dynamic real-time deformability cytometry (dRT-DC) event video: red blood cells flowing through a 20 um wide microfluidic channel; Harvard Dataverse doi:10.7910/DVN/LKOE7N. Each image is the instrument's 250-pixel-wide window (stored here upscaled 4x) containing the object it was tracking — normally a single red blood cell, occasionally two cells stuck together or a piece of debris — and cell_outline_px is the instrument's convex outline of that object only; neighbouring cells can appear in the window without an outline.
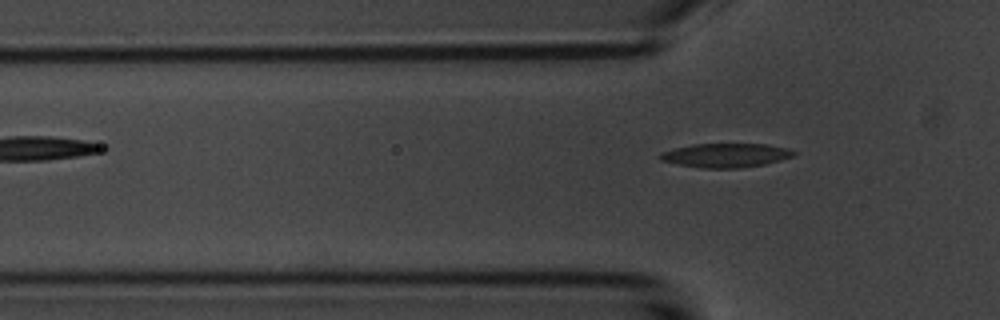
{"species": "common noctule bat (a hibernating species)", "species_latin": "Nyctalus noctula", "temperature_condition": "room temperature", "stored_images_in_passage": 3, "camera_frame_rate_fps": 3000, "um_per_image_px": 0.085, "animal": {"sex": "male", "body_mass_g": 20.1, "forearm_length_mm": 53.5}, "frame": {"image": 1, "passage_image": 3, "time_ms": 2.333, "image_size_px": [1000, 320], "cell_outline_px": [[796, 152], [792, 156], [780, 160], [764, 164], [740, 168], [704, 168], [680, 164], [660, 160], [660, 152], [692, 144], [764, 144], [788, 148]], "centroid_in_image_um": [61.69, 13.2], "position_along_channel_um": 64.1, "area_um2": 18.44}}